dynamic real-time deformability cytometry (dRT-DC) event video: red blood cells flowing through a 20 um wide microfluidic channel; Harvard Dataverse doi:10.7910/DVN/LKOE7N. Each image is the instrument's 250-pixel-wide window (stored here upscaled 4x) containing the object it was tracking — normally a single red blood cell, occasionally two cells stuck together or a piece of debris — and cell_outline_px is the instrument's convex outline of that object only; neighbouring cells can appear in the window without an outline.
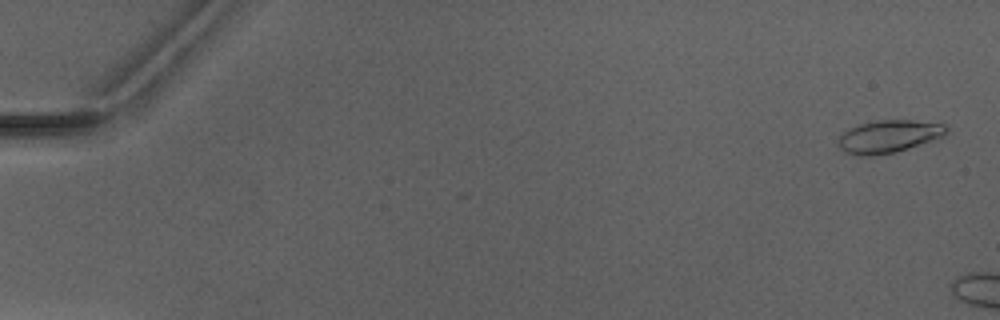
{"species": "Egyptian fruit bat (a non-hibernating species)", "species_latin": "Rousettus aegyptiacus", "temperature_condition": "warm", "stored_images_in_passage": 2, "camera_frame_rate_fps": 3000, "um_per_image_px": 0.085, "animal": {"sex": "male"}, "frame": {"image": 1, "passage_image": 1, "time_ms": 0.0, "image_size_px": [1000, 320], "cell_outline_px": [[948, 132], [944, 136], [892, 152], [868, 156], [856, 156], [844, 152], [840, 148], [840, 136], [848, 128], [860, 124], [876, 120], [912, 120], [948, 124]], "centroid_in_image_um": [75.55, 11.57], "position_along_channel_um": 9.5, "area_um2": 20.29}}